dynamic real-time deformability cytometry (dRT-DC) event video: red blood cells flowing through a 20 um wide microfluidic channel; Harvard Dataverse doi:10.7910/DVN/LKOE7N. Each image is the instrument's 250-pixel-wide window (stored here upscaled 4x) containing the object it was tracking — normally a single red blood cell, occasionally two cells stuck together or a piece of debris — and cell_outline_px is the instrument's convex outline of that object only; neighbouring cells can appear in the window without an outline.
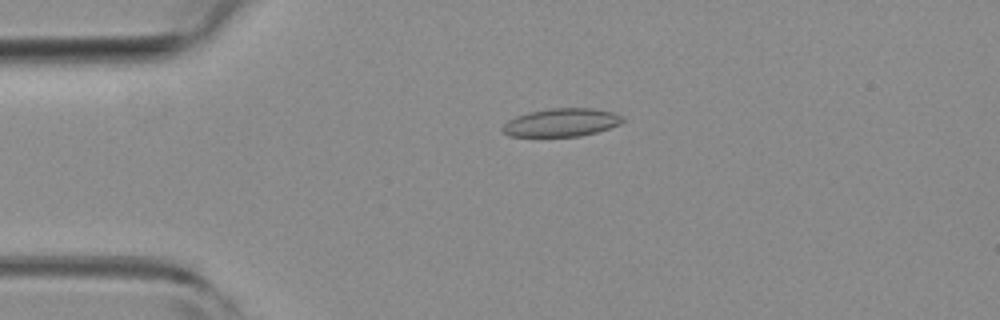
{"species": "common noctule bat (a hibernating species)", "species_latin": "Nyctalus noctula", "temperature_condition": "room temperature", "stored_images_in_passage": 5, "camera_frame_rate_fps": 3000, "um_per_image_px": 0.085, "animal": {"sex": "female", "body_mass_g": 19.3, "forearm_length_mm": 54.1}, "frame": {"image": 1, "passage_image": 4, "time_ms": 1.0, "image_size_px": [1000, 320], "cell_outline_px": [[624, 120], [620, 124], [596, 132], [580, 136], [508, 136], [500, 128], [508, 120], [516, 116], [528, 112], [548, 108], [592, 108], [612, 112], [624, 116]], "centroid_in_image_um": [47.71, 10.4], "position_along_channel_um": 37.3, "area_um2": 19.71}}